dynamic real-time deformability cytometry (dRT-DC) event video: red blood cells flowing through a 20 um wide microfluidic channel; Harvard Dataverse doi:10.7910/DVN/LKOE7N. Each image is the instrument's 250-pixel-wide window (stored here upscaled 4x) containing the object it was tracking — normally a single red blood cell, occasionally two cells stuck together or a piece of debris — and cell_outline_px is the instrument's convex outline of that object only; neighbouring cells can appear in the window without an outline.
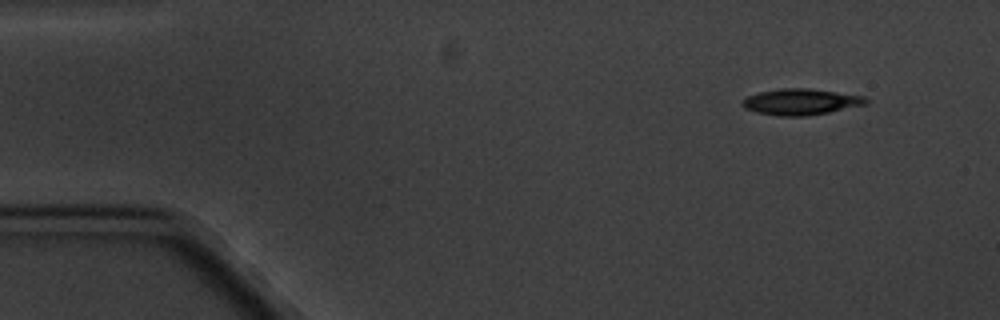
{"species": "common noctule bat (a hibernating species)", "species_latin": "Nyctalus noctula", "temperature_condition": "cold", "stored_images_in_passage": 4, "camera_frame_rate_fps": 3000, "um_per_image_px": 0.085, "animal": {"sex": "male", "body_mass_g": 20.1, "forearm_length_mm": 53.5}, "frame": {"image": 1, "passage_image": 1, "time_ms": 0.0, "image_size_px": [1000, 320], "cell_outline_px": [[868, 104], [828, 112], [804, 116], [780, 116], [756, 112], [744, 108], [740, 104], [740, 100], [748, 96], [760, 92], [780, 88], [808, 88], [864, 96], [868, 100]], "centroid_in_image_um": [68.03, 8.65], "position_along_channel_um": 17.0, "area_um2": 18.79}}
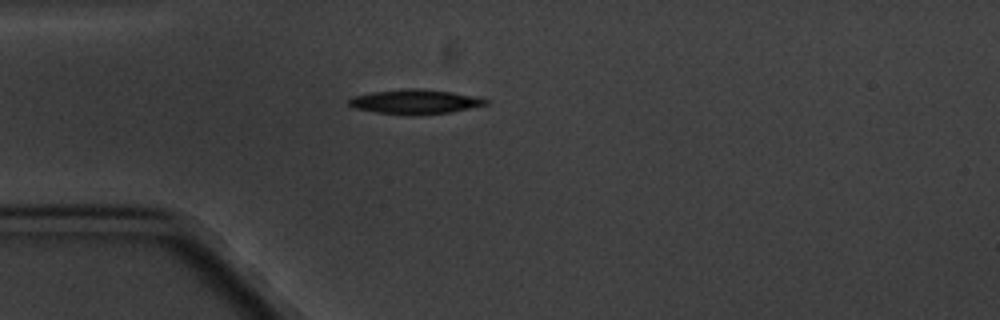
{"frame": {"image": 2, "passage_image": 3, "time_ms": 3.333, "image_size_px": [1000, 320], "cell_outline_px": [[488, 104], [448, 112], [376, 112], [356, 108], [348, 104], [348, 100], [352, 96], [372, 92], [408, 88], [420, 88], [452, 92], [476, 96], [488, 100]], "centroid_in_image_um": [35.27, 8.59], "position_along_channel_um": 49.7, "area_um2": 18.44}}